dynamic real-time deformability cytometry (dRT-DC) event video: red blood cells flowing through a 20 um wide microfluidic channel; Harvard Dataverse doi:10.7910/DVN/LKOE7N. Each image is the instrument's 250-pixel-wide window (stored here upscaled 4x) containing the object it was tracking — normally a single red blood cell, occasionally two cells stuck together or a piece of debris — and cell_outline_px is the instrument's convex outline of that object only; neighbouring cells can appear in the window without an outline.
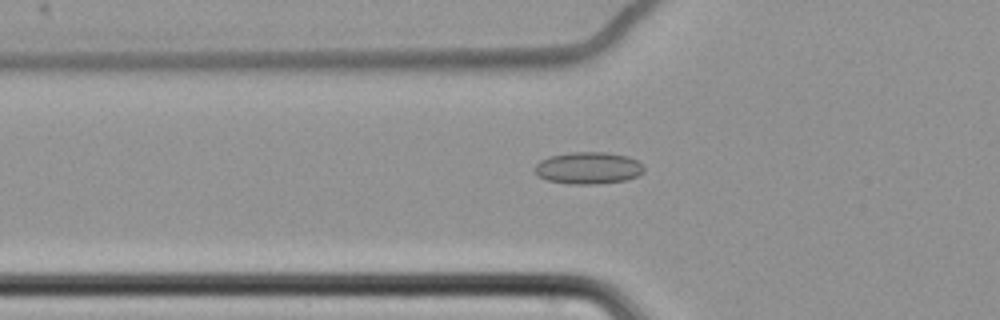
{"species": "common noctule bat (a hibernating species)", "species_latin": "Nyctalus noctula", "temperature_condition": "cold", "stored_images_in_passage": 61, "camera_frame_rate_fps": 3000, "um_per_image_px": 0.085, "animal": {"sex": "female", "body_mass_g": 22.7, "forearm_length_mm": 54.2}, "frame": {"image": 1, "passage_image": 23, "time_ms": 7.333, "image_size_px": [1000, 320], "cell_outline_px": [[644, 172], [628, 180], [596, 184], [568, 184], [548, 180], [536, 176], [532, 168], [540, 160], [548, 156], [568, 152], [608, 152], [628, 156], [644, 164]], "centroid_in_image_um": [49.98, 14.27], "position_along_channel_um": 75.8, "area_um2": 20.81}}
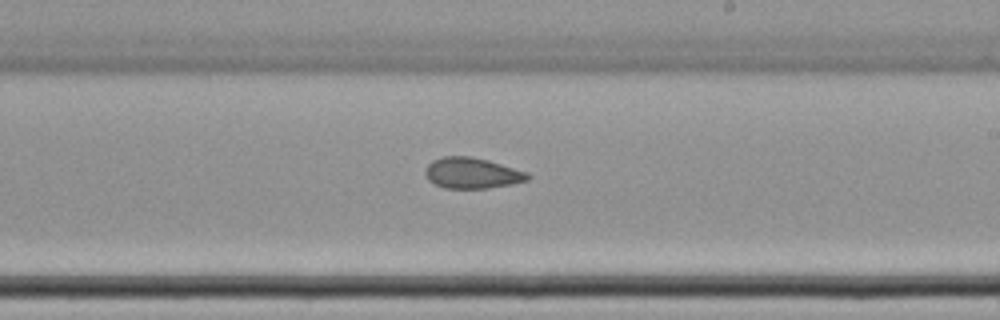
{"frame": {"image": 2, "passage_image": 38, "time_ms": 12.333, "image_size_px": [1000, 320], "cell_outline_px": [[532, 176], [528, 180], [512, 184], [488, 188], [444, 188], [428, 180], [424, 172], [424, 168], [432, 160], [444, 156], [468, 156], [488, 160], [528, 172]], "centroid_in_image_um": [40.12, 14.71], "position_along_channel_um": 248.9, "area_um2": 18.5}}
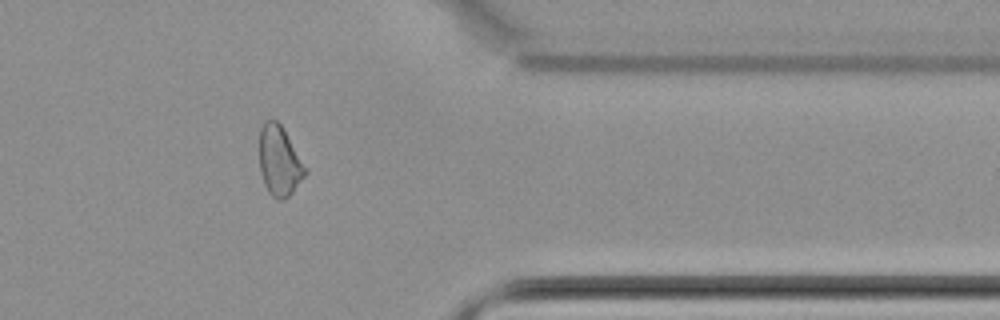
{"frame": {"image": 3, "passage_image": 51, "time_ms": 16.667, "image_size_px": [1000, 320], "cell_outline_px": [[308, 172], [292, 192], [284, 200], [276, 200], [268, 192], [264, 184], [260, 172], [260, 128], [264, 120], [276, 120], [284, 128]], "centroid_in_image_um": [23.74, 13.69], "position_along_channel_um": 387.7, "area_um2": 18.67}, "authors_computed_cell_mechanics": {"area_um2": 19.5942, "velocity_mm_per_s": 3.4739, "shape_relaxation_time_tau1_ms": null, "shape_relaxation_time_tau2_ms": 2.3942, "deformation_change_tau1": null, "deformation_change_tau2": 0.0869}}